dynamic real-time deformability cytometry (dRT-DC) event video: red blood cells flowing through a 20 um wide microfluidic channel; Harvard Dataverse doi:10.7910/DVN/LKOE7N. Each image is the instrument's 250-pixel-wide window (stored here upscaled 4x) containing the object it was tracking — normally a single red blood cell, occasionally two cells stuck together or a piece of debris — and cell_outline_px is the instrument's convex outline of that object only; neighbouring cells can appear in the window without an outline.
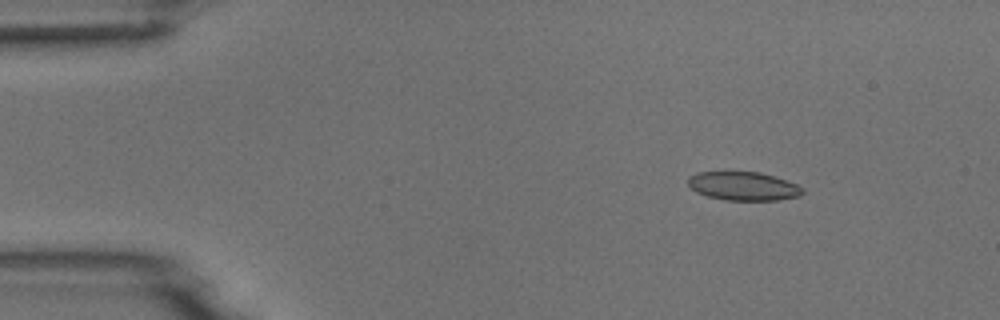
{"species": "common noctule bat (a hibernating species)", "species_latin": "Nyctalus noctula", "temperature_condition": "room temperature", "stored_images_in_passage": 5, "camera_frame_rate_fps": 3000, "um_per_image_px": 0.085, "animal": {"sex": "male", "body_mass_g": 18.8}, "frame": {"image": 1, "passage_image": 2, "time_ms": 1.0, "image_size_px": [1000, 320], "cell_outline_px": [[804, 192], [800, 196], [776, 200], [724, 200], [708, 196], [696, 192], [688, 184], [688, 176], [700, 172], [760, 172], [796, 184], [804, 188]], "centroid_in_image_um": [63.18, 15.82], "position_along_channel_um": 21.8, "area_um2": 18.96}}
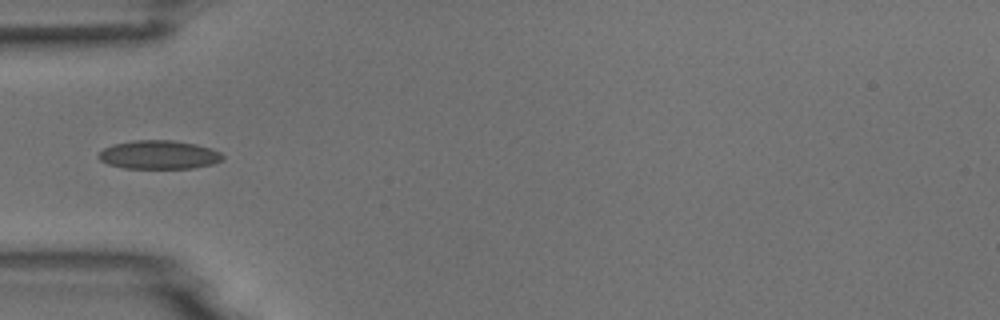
{"frame": {"image": 2, "passage_image": 5, "time_ms": 4.333, "image_size_px": [1000, 320], "cell_outline_px": [[224, 160], [212, 164], [192, 168], [124, 168], [108, 164], [100, 160], [96, 156], [104, 148], [112, 144], [132, 140], [172, 140], [196, 144], [212, 148], [220, 152], [224, 156]], "centroid_in_image_um": [13.51, 13.15], "position_along_channel_um": 71.5, "area_um2": 20.87}}